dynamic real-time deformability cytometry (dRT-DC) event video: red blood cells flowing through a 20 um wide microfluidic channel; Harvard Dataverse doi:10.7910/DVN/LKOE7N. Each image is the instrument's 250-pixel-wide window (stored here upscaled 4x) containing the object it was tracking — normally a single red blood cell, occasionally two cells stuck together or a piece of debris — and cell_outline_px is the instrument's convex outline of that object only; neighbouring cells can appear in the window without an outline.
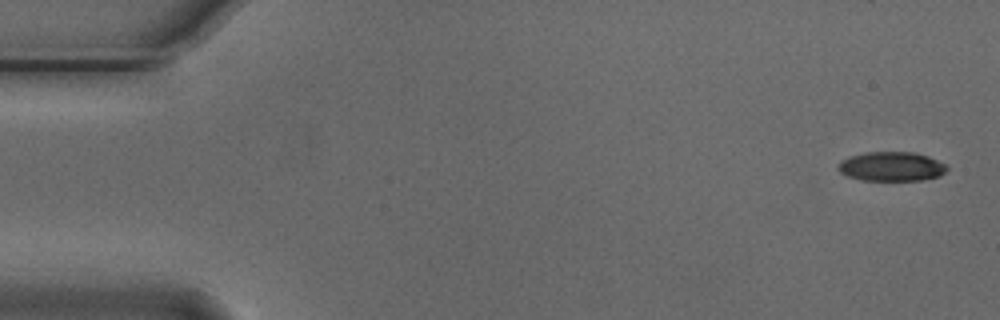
{"species": "Egyptian fruit bat (a non-hibernating species)", "species_latin": "Rousettus aegyptiacus", "temperature_condition": "cold", "stored_images_in_passage": 4, "camera_frame_rate_fps": 3000, "um_per_image_px": 0.085, "animal": {"sex": "male"}, "frame": {"image": 1, "passage_image": 1, "time_ms": 0.0, "image_size_px": [1000, 320], "cell_outline_px": [[948, 168], [940, 176], [920, 180], [860, 180], [848, 176], [840, 172], [836, 168], [840, 160], [848, 156], [864, 152], [912, 152], [928, 156], [944, 164]], "centroid_in_image_um": [75.71, 14.14], "position_along_channel_um": 9.3, "area_um2": 18.61}}
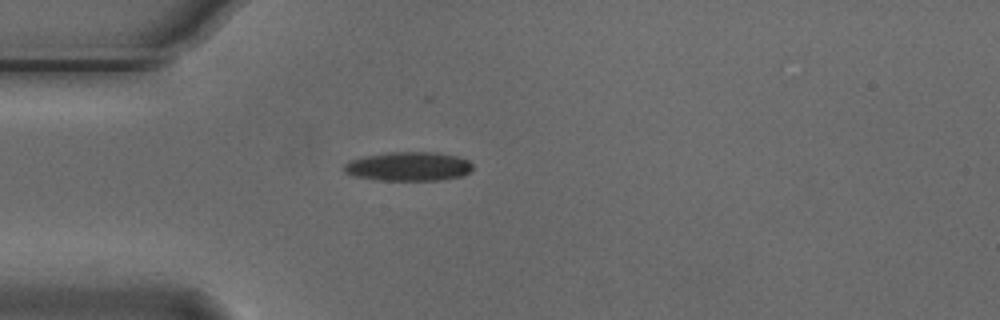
{"frame": {"image": 2, "passage_image": 4, "time_ms": 1.0, "image_size_px": [1000, 320], "cell_outline_px": [[472, 168], [468, 172], [460, 176], [440, 180], [380, 180], [352, 176], [344, 172], [344, 164], [348, 160], [364, 156], [384, 152], [436, 152], [456, 156], [468, 160], [472, 164]], "centroid_in_image_um": [34.67, 14.14], "position_along_channel_um": 50.3, "area_um2": 21.85}}